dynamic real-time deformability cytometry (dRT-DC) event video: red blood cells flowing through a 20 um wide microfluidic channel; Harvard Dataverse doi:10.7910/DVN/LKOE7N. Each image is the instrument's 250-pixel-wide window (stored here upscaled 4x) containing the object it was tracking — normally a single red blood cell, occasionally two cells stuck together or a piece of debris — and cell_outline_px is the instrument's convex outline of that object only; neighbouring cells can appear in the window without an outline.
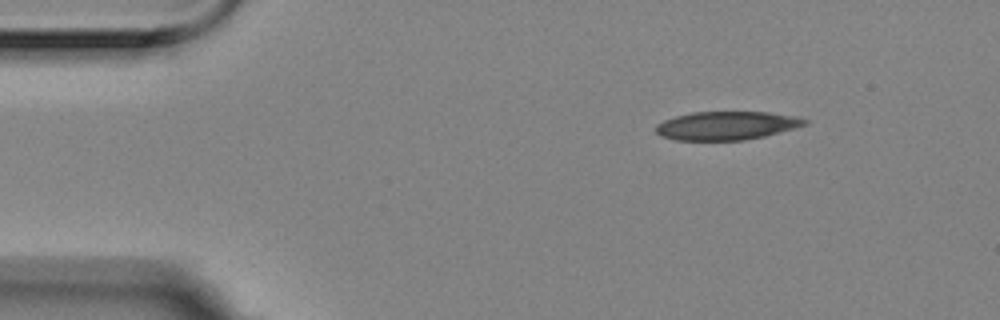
{"species": "Egyptian fruit bat (a non-hibernating species)", "species_latin": "Rousettus aegyptiacus", "temperature_condition": "room temperature", "stored_images_in_passage": 5, "segment_of_instrument_passage": [2, 2], "camera_frame_rate_fps": 3000, "um_per_image_px": 0.085, "animal": {"sex": "female"}, "frame": {"image": 1, "passage_image": 5, "time_ms": 1.333, "image_size_px": [1000, 320], "cell_outline_px": [[808, 124], [796, 128], [764, 136], [744, 140], [676, 140], [660, 136], [656, 132], [656, 124], [664, 120], [676, 116], [692, 112], [768, 112], [800, 116], [808, 120]], "centroid_in_image_um": [61.8, 10.67], "position_along_channel_um": 23.2, "area_um2": 24.85}}